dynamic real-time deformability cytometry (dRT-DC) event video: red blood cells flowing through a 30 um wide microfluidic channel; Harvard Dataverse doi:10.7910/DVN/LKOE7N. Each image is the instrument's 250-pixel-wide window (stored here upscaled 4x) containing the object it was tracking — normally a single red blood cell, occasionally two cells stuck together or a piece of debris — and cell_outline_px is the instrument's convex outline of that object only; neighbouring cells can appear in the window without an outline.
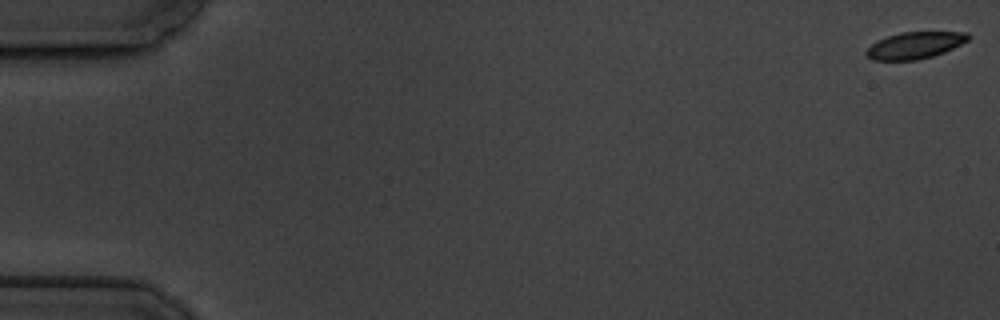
{"species": "common noctule bat (a hibernating species)", "species_latin": "Nyctalus noctula", "temperature_condition": "cold", "stored_images_in_passage": 4, "camera_frame_rate_fps": 3000, "um_per_image_px": 0.085, "animal": {"sex": "male", "body_mass_g": 19.5, "forearm_length_mm": 54.6}, "frame": {"image": 1, "passage_image": 1, "time_ms": 0.0, "image_size_px": [1000, 320], "cell_outline_px": [[972, 36], [968, 40], [944, 52], [932, 56], [916, 60], [872, 60], [864, 52], [876, 40], [900, 32], [968, 32]], "centroid_in_image_um": [77.76, 3.84], "position_along_channel_um": 7.2, "area_um2": 15.84}}